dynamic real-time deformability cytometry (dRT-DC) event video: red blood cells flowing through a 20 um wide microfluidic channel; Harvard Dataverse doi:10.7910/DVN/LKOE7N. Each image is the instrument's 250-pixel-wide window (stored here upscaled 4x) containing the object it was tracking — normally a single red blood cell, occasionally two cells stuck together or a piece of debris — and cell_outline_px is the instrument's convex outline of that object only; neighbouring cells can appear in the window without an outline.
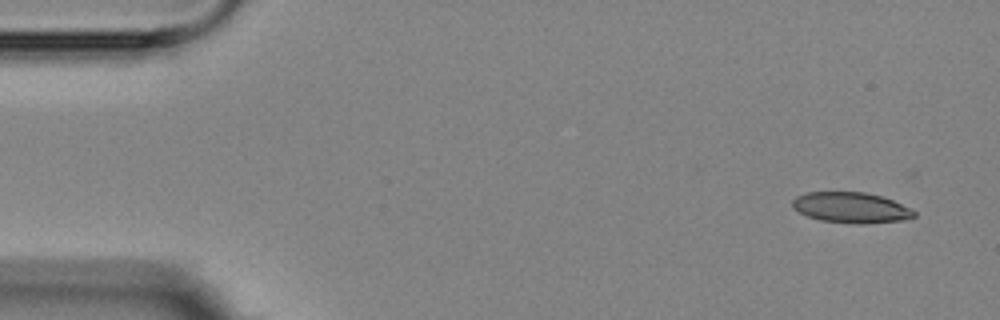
{"species": "Egyptian fruit bat (a non-hibernating species)", "species_latin": "Rousettus aegyptiacus", "temperature_condition": "room temperature", "stored_images_in_passage": 6, "segment_of_instrument_passage": [2, 2], "camera_frame_rate_fps": 3000, "um_per_image_px": 0.085, "animal": {"sex": "female"}, "frame": {"image": 1, "passage_image": 6, "time_ms": 6.333, "image_size_px": [1000, 320], "cell_outline_px": [[916, 216], [900, 220], [864, 224], [856, 224], [820, 220], [808, 216], [792, 208], [792, 200], [796, 196], [808, 192], [864, 192], [880, 196], [892, 200], [912, 208], [916, 212]], "centroid_in_image_um": [72.33, 17.64], "position_along_channel_um": 12.7, "area_um2": 21.68}}